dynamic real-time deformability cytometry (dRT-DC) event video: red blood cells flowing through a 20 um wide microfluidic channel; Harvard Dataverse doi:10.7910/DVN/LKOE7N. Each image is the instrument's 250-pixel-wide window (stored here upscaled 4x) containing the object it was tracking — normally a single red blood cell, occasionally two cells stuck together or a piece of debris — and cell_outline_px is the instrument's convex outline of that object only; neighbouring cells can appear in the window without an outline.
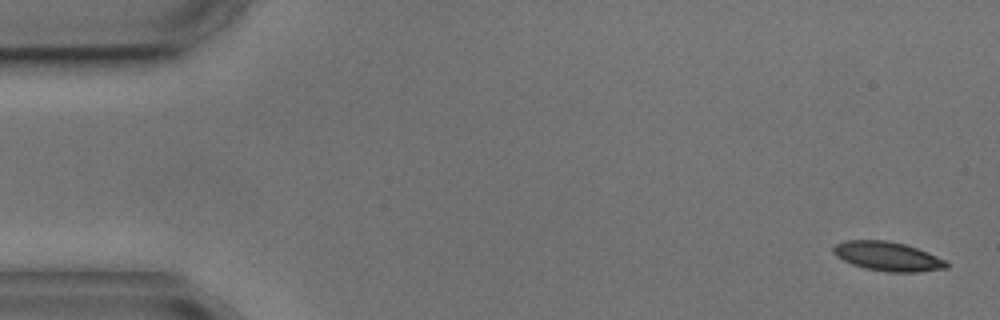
{"species": "common noctule bat (a hibernating species)", "species_latin": "Nyctalus noctula", "temperature_condition": "cold", "stored_images_in_passage": 5, "camera_frame_rate_fps": 3000, "um_per_image_px": 0.085, "animal": {"sex": "male", "body_mass_g": 17.9, "forearm_length_mm": 54.2}, "frame": {"image": 1, "passage_image": 1, "time_ms": 0.0, "image_size_px": [1000, 320], "cell_outline_px": [[948, 268], [916, 272], [888, 272], [864, 268], [852, 264], [836, 256], [832, 252], [832, 248], [836, 244], [844, 240], [884, 240], [904, 244], [928, 252], [944, 260], [948, 264]], "centroid_in_image_um": [75.42, 21.79], "position_along_channel_um": 9.6, "area_um2": 19.13}}
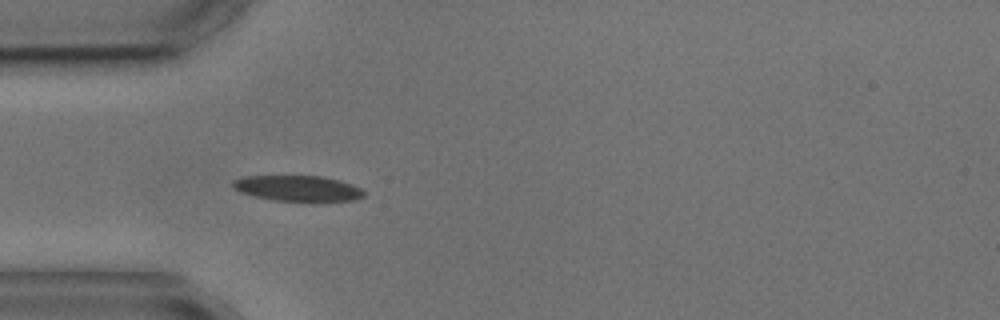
{"frame": {"image": 2, "passage_image": 4, "time_ms": 4.667, "image_size_px": [1000, 320], "cell_outline_px": [[364, 196], [356, 200], [276, 200], [252, 196], [240, 192], [232, 184], [232, 180], [244, 176], [324, 176], [340, 180], [352, 184], [360, 188], [364, 192]], "centroid_in_image_um": [25.3, 15.99], "position_along_channel_um": 59.7, "area_um2": 19.31}}